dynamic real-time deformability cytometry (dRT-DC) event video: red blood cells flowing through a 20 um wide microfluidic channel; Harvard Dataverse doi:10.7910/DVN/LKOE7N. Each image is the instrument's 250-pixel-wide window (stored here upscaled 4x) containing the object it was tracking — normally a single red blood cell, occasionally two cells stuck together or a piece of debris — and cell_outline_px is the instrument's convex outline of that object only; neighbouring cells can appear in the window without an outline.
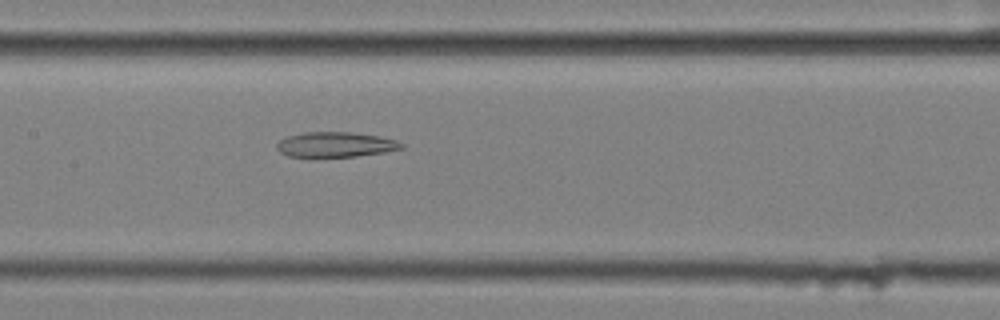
{"species": "common noctule bat (a hibernating species)", "species_latin": "Nyctalus noctula", "temperature_condition": "cold", "stored_images_in_passage": 53, "segment_of_instrument_passage": [2, 2], "camera_frame_rate_fps": 3000, "um_per_image_px": 0.085, "animal": {"sex": "female", "body_mass_g": 25.1}, "frame": {"image": 1, "passage_image": 24, "time_ms": 7.667, "image_size_px": [1000, 320], "cell_outline_px": [[404, 148], [356, 156], [288, 156], [280, 152], [276, 148], [276, 144], [280, 140], [288, 136], [304, 132], [352, 132], [380, 136], [396, 140], [404, 144]], "centroid_in_image_um": [28.51, 12.27], "position_along_channel_um": 178.9, "area_um2": 17.98}}
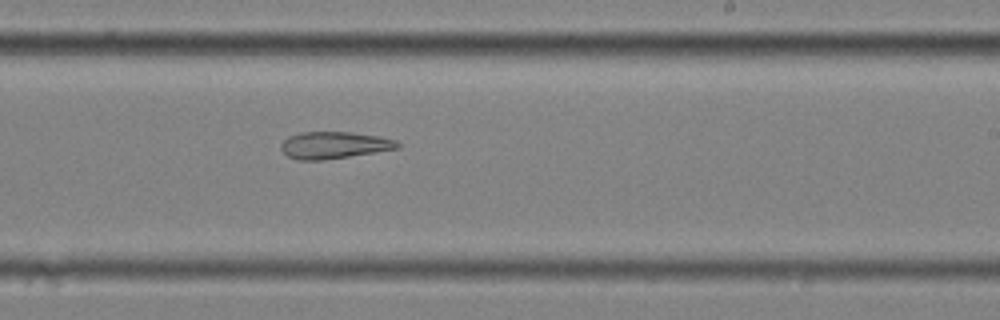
{"frame": {"image": 2, "passage_image": 31, "time_ms": 10.0, "image_size_px": [1000, 320], "cell_outline_px": [[400, 148], [376, 152], [320, 160], [300, 160], [288, 156], [280, 148], [280, 144], [288, 136], [300, 132], [352, 132], [376, 136], [396, 140], [400, 144]], "centroid_in_image_um": [28.38, 12.33], "position_along_channel_um": 260.6, "area_um2": 18.15}}
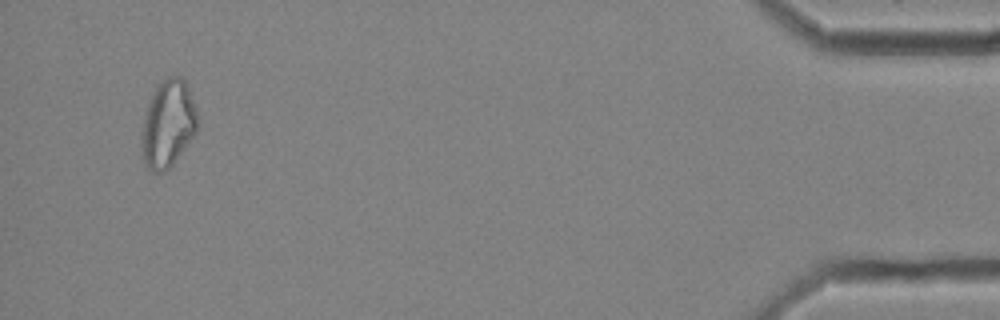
{"frame": {"image": 3, "passage_image": 51, "time_ms": 16.667, "image_size_px": [1000, 320], "cell_outline_px": [[200, 124], [196, 132], [172, 164], [164, 172], [152, 172], [144, 164], [140, 136], [140, 132], [144, 116], [152, 92], [168, 76], [180, 76], [184, 80], [188, 88], [196, 108], [200, 120]], "centroid_in_image_um": [14.28, 10.53], "position_along_channel_um": 420.9, "area_um2": 28.5}}